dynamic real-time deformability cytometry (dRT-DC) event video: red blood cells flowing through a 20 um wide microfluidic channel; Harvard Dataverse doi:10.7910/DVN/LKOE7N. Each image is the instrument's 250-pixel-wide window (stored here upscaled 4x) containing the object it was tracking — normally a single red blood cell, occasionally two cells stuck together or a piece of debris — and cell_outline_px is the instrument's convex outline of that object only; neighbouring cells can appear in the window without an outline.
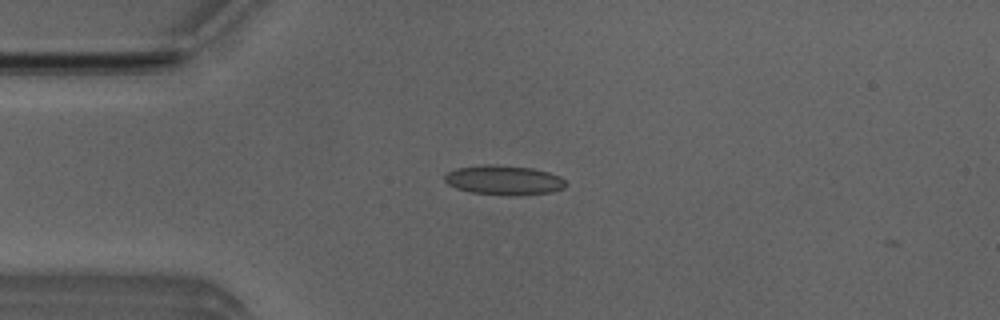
{"species": "Egyptian fruit bat (a non-hibernating species)", "species_latin": "Rousettus aegyptiacus", "temperature_condition": "room temperature", "stored_images_in_passage": 53, "camera_frame_rate_fps": 3000, "um_per_image_px": 0.085, "animal": {"sex": "male"}, "frame": {"image": 1, "passage_image": 13, "time_ms": 4.0, "image_size_px": [1000, 320], "cell_outline_px": [[568, 184], [564, 188], [552, 192], [520, 196], [508, 196], [472, 192], [456, 188], [448, 184], [444, 180], [444, 176], [448, 172], [456, 168], [484, 164], [492, 164], [532, 168], [548, 172], [560, 176]], "centroid_in_image_um": [42.85, 15.32], "position_along_channel_um": 42.1, "area_um2": 21.1}}
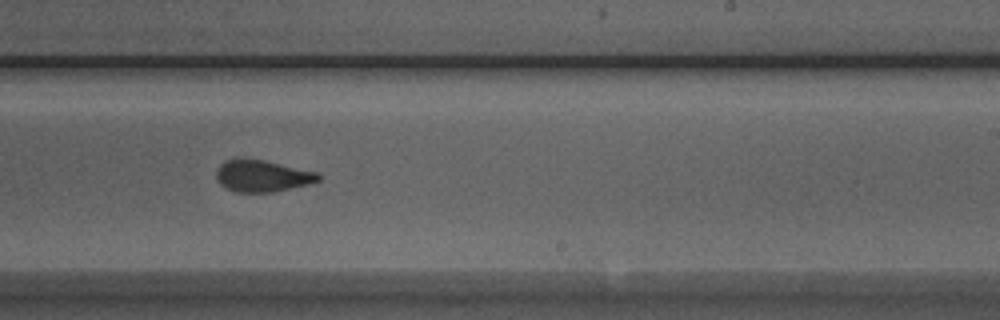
{"frame": {"image": 2, "passage_image": 32, "time_ms": 10.333, "image_size_px": [1000, 320], "cell_outline_px": [[320, 180], [308, 184], [272, 192], [236, 192], [224, 188], [220, 184], [216, 176], [216, 168], [224, 160], [236, 156], [240, 156], [264, 160], [320, 172]], "centroid_in_image_um": [22.24, 14.91], "position_along_channel_um": 266.8, "area_um2": 19.42}}
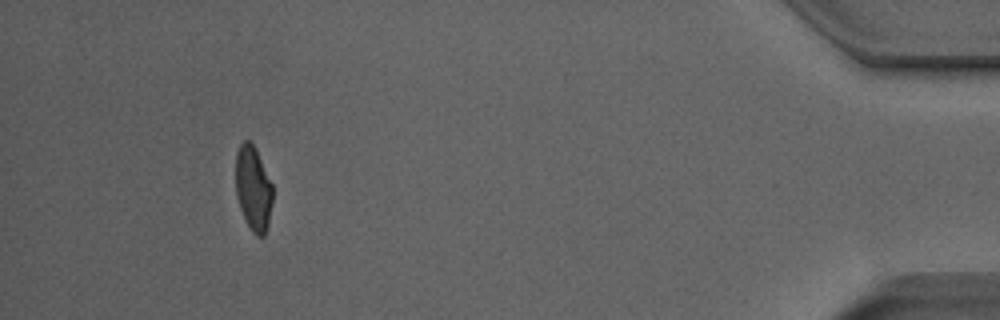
{"frame": {"image": 3, "passage_image": 49, "time_ms": 16.0, "image_size_px": [1000, 320], "cell_outline_px": [[272, 204], [268, 224], [264, 236], [256, 236], [252, 232], [244, 220], [240, 208], [236, 192], [236, 152], [240, 144], [244, 140], [248, 140], [256, 148], [272, 184]], "centroid_in_image_um": [21.52, 16.03], "position_along_channel_um": 413.7, "area_um2": 18.32}, "authors_computed_cell_mechanics": {"area_um2": 19.652, "velocity_mm_per_s": 3.8531, "shape_relaxation_time_tau1_ms": null, "shape_relaxation_time_tau2_ms": 1.2055, "deformation_change_tau1": null, "deformation_change_tau2": 0.0739}}